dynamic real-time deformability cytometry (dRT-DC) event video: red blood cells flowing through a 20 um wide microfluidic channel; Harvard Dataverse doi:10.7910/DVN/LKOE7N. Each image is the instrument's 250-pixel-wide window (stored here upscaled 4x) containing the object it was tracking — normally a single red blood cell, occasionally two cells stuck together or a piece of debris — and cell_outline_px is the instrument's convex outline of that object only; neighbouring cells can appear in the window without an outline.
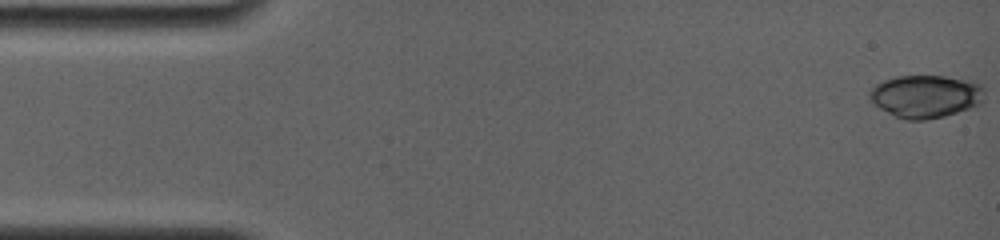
{"species": "common noctule bat (a hibernating species)", "species_latin": "Nyctalus noctula", "temperature_condition": "room temperature", "stored_images_in_passage": 10, "camera_frame_rate_fps": 4000, "um_per_image_px": 0.085, "animal": {"sex": "female", "body_mass_g": 19.0, "forearm_length_mm": 56.7}, "frame": {"image": 1, "passage_image": 1, "time_ms": 0.0, "image_size_px": [1000, 240], "cell_outline_px": [[984, 88], [980, 100], [976, 104], [968, 108], [944, 116], [928, 120], [904, 120], [880, 108], [868, 96], [868, 92], [876, 84], [884, 80], [896, 76], [944, 76], [980, 84]], "centroid_in_image_um": [78.61, 8.19], "position_along_channel_um": 6.4, "area_um2": 28.03}}
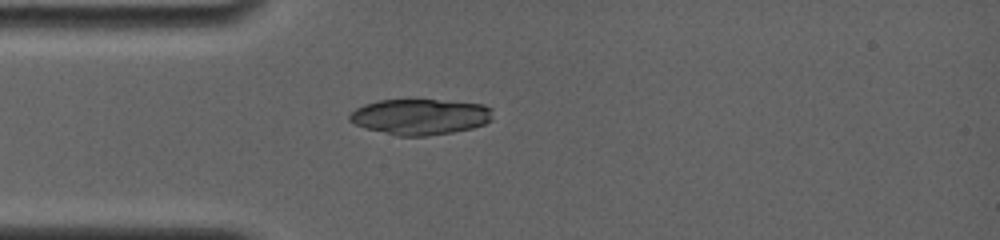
{"frame": {"image": 2, "passage_image": 9, "time_ms": 4.25, "image_size_px": [1000, 240], "cell_outline_px": [[492, 120], [484, 124], [472, 128], [452, 132], [424, 136], [396, 136], [364, 128], [348, 120], [348, 116], [356, 108], [364, 104], [380, 100], [436, 100], [484, 104], [492, 108]], "centroid_in_image_um": [35.71, 9.93], "position_along_channel_um": 49.3, "area_um2": 29.88}}